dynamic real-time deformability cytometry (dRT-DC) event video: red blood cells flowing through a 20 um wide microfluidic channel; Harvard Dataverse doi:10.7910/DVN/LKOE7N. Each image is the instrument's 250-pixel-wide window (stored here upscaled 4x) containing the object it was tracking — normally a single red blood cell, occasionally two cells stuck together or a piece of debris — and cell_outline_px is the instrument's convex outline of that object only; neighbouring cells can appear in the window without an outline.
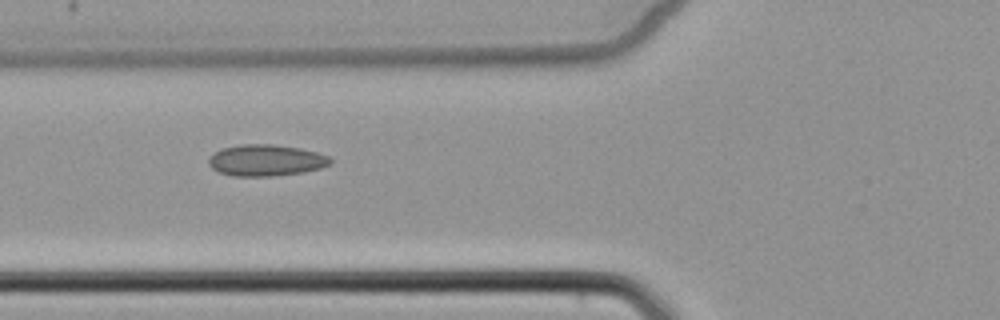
{"species": "common noctule bat (a hibernating species)", "species_latin": "Nyctalus noctula", "temperature_condition": "cold", "stored_images_in_passage": 3, "camera_frame_rate_fps": 3000, "um_per_image_px": 0.085, "animal": {"sex": "female", "body_mass_g": 22.7, "forearm_length_mm": 54.2}, "frame": {"image": 1, "passage_image": 2, "time_ms": 1.0, "image_size_px": [1000, 320], "cell_outline_px": [[332, 164], [320, 168], [304, 172], [272, 176], [232, 176], [220, 172], [212, 168], [208, 164], [208, 156], [220, 148], [240, 144], [272, 144], [300, 148], [332, 156]], "centroid_in_image_um": [22.61, 13.62], "position_along_channel_um": 103.2, "area_um2": 22.6}}
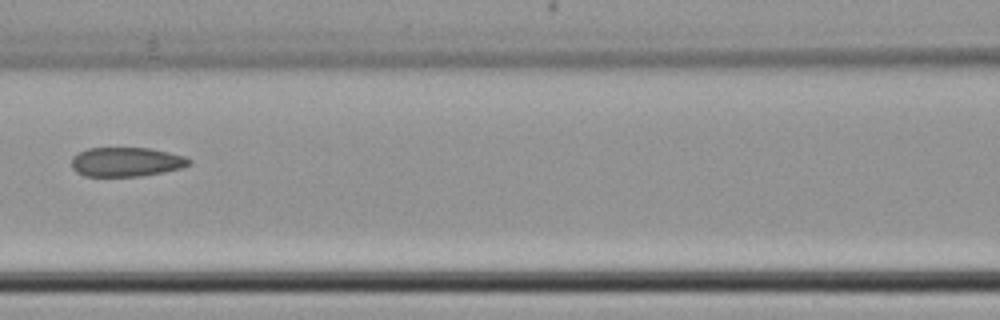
{"frame": {"image": 2, "passage_image": 3, "time_ms": 2.333, "image_size_px": [1000, 320], "cell_outline_px": [[192, 164], [180, 168], [164, 172], [140, 176], [84, 176], [76, 172], [72, 168], [72, 156], [88, 148], [152, 148], [184, 156], [192, 160]], "centroid_in_image_um": [10.74, 13.76], "position_along_channel_um": 155.9, "area_um2": 20.11}}